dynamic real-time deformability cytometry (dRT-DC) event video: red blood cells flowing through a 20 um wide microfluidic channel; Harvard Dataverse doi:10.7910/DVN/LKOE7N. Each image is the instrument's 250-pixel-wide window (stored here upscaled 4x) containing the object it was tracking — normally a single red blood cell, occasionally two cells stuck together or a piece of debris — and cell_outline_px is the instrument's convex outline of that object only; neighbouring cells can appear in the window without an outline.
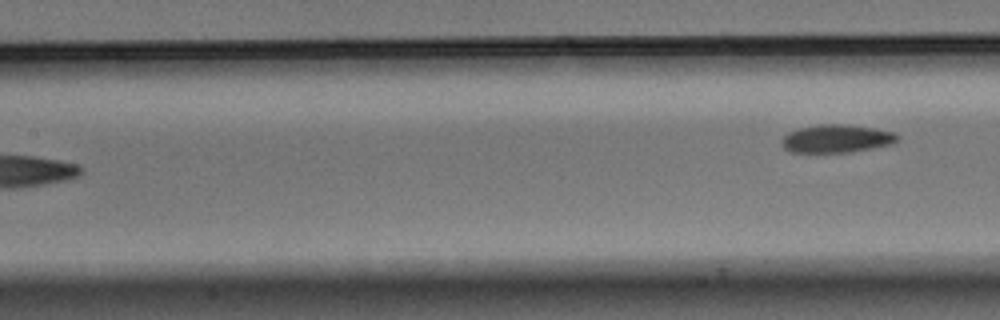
{"species": "Egyptian fruit bat (a non-hibernating species)", "species_latin": "Rousettus aegyptiacus", "temperature_condition": "warm", "stored_images_in_passage": 7, "segment_of_instrument_passage": [2, 2], "camera_frame_rate_fps": 3000, "um_per_image_px": 0.085, "animal": {"sex": "male"}, "frame": {"image": 1, "passage_image": 7, "time_ms": 2.0, "image_size_px": [1000, 320], "cell_outline_px": [[900, 136], [892, 144], [852, 152], [792, 152], [784, 148], [780, 144], [780, 140], [788, 132], [800, 128], [820, 124], [844, 124], [876, 128], [892, 132]], "centroid_in_image_um": [71.09, 11.78], "position_along_channel_um": 136.3, "area_um2": 18.9}}